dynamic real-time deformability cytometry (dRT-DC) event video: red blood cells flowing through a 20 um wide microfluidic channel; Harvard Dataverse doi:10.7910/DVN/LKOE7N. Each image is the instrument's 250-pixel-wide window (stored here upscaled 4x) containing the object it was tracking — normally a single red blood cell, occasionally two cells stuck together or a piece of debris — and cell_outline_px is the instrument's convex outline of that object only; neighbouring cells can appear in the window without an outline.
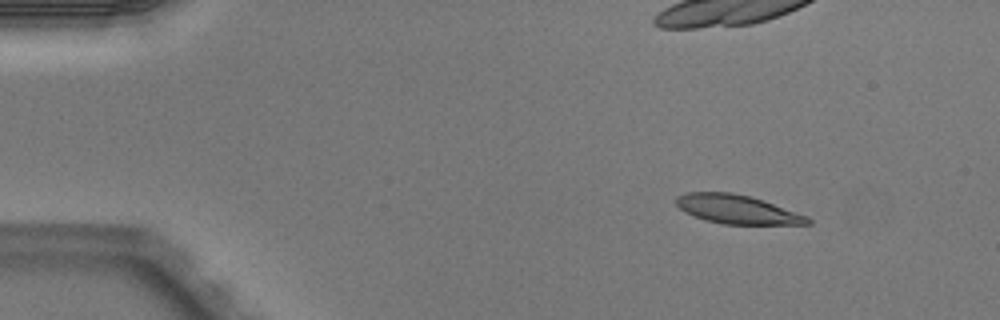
{"species": "Egyptian fruit bat (a non-hibernating species)", "species_latin": "Rousettus aegyptiacus", "temperature_condition": "warm", "stored_images_in_passage": 5, "camera_frame_rate_fps": 3000, "um_per_image_px": 0.085, "animal": {"sex": "male"}, "frame": {"image": 1, "passage_image": 2, "time_ms": 0.333, "image_size_px": [1000, 320], "cell_outline_px": [[812, 224], [724, 224], [704, 220], [684, 212], [676, 204], [676, 196], [688, 192], [732, 192], [748, 196], [808, 216], [812, 220]], "centroid_in_image_um": [62.62, 17.8], "position_along_channel_um": 22.4, "area_um2": 21.85}}
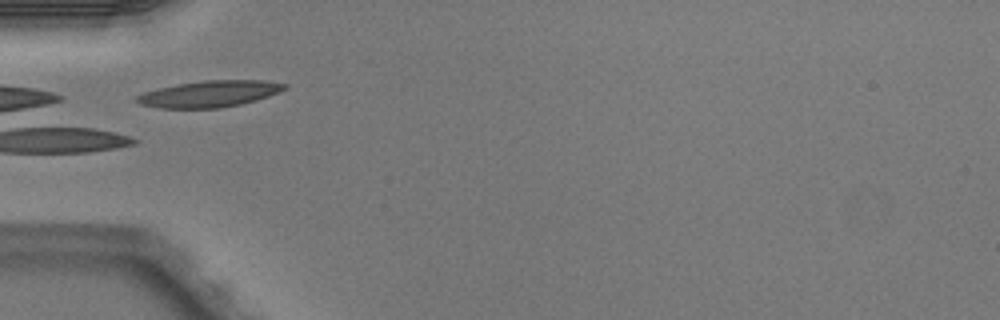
{"frame": {"image": 2, "passage_image": 5, "time_ms": 1.333, "image_size_px": [1000, 320], "cell_outline_px": [[288, 88], [268, 96], [256, 100], [240, 104], [220, 108], [160, 108], [140, 104], [136, 100], [136, 96], [144, 92], [176, 84], [204, 80], [264, 80], [288, 84]], "centroid_in_image_um": [17.83, 7.97], "position_along_channel_um": 67.2, "area_um2": 22.72}}